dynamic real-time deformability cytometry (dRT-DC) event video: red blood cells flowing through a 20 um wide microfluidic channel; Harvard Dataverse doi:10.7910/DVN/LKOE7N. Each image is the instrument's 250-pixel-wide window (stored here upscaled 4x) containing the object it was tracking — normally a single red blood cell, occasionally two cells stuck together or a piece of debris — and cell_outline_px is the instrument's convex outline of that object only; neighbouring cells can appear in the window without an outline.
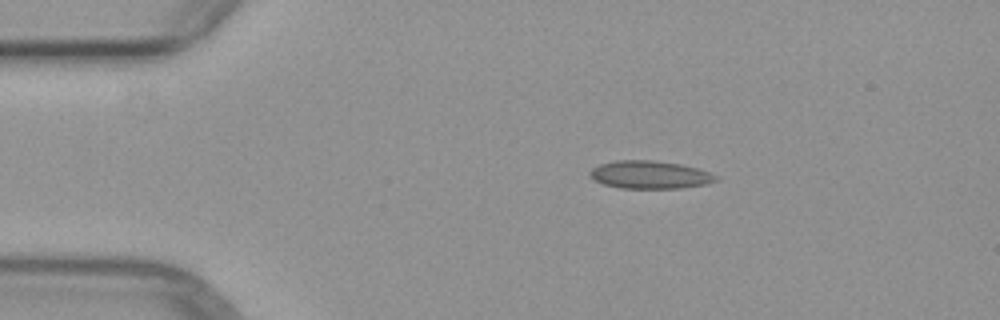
{"species": "common noctule bat (a hibernating species)", "species_latin": "Nyctalus noctula", "temperature_condition": "warm", "stored_images_in_passage": 4, "camera_frame_rate_fps": 3000, "um_per_image_px": 0.085, "animal": {"sex": "female", "body_mass_g": 29.2, "forearm_length_mm": 56.3}, "frame": {"image": 1, "passage_image": 2, "time_ms": 1.333, "image_size_px": [1000, 320], "cell_outline_px": [[720, 180], [708, 184], [680, 188], [620, 188], [604, 184], [588, 176], [588, 172], [592, 168], [600, 164], [616, 160], [652, 160], [680, 164], [696, 168], [720, 176]], "centroid_in_image_um": [55.26, 14.85], "position_along_channel_um": 29.7, "area_um2": 20.58}}
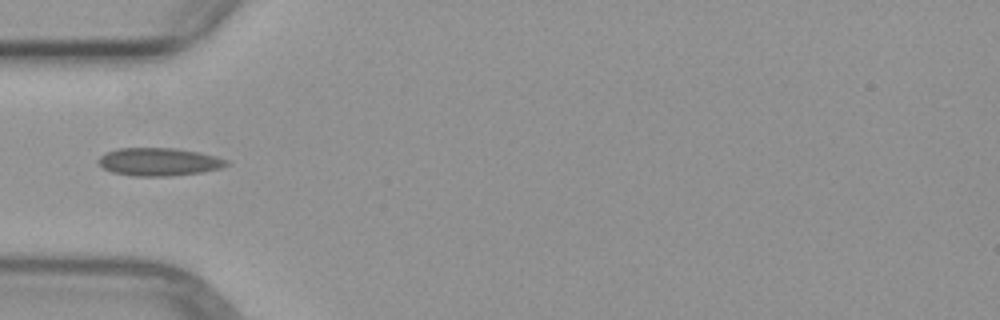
{"frame": {"image": 2, "passage_image": 4, "time_ms": 3.667, "image_size_px": [1000, 320], "cell_outline_px": [[228, 164], [220, 168], [204, 172], [172, 176], [136, 176], [112, 172], [104, 168], [96, 160], [100, 156], [108, 152], [120, 148], [176, 148], [200, 152], [216, 156], [228, 160]], "centroid_in_image_um": [13.54, 13.75], "position_along_channel_um": 71.5, "area_um2": 20.87}}